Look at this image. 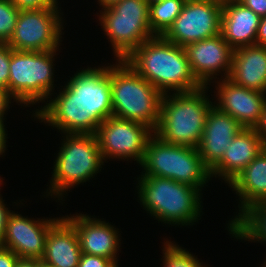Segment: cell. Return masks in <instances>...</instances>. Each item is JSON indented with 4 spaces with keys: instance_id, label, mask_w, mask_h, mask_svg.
Returning a JSON list of instances; mask_svg holds the SVG:
<instances>
[{
    "instance_id": "19",
    "label": "cell",
    "mask_w": 266,
    "mask_h": 267,
    "mask_svg": "<svg viewBox=\"0 0 266 267\" xmlns=\"http://www.w3.org/2000/svg\"><path fill=\"white\" fill-rule=\"evenodd\" d=\"M59 91L57 97L49 98L51 100L46 101L49 103L45 102L43 107L33 111L34 118L57 128L61 134H84L82 101L66 84Z\"/></svg>"
},
{
    "instance_id": "20",
    "label": "cell",
    "mask_w": 266,
    "mask_h": 267,
    "mask_svg": "<svg viewBox=\"0 0 266 267\" xmlns=\"http://www.w3.org/2000/svg\"><path fill=\"white\" fill-rule=\"evenodd\" d=\"M261 17L239 1L222 4L221 34L235 50L255 45Z\"/></svg>"
},
{
    "instance_id": "11",
    "label": "cell",
    "mask_w": 266,
    "mask_h": 267,
    "mask_svg": "<svg viewBox=\"0 0 266 267\" xmlns=\"http://www.w3.org/2000/svg\"><path fill=\"white\" fill-rule=\"evenodd\" d=\"M222 3L219 0H186L181 13L162 35L181 47L221 33Z\"/></svg>"
},
{
    "instance_id": "3",
    "label": "cell",
    "mask_w": 266,
    "mask_h": 267,
    "mask_svg": "<svg viewBox=\"0 0 266 267\" xmlns=\"http://www.w3.org/2000/svg\"><path fill=\"white\" fill-rule=\"evenodd\" d=\"M136 186L141 207L161 223L192 226L200 220V189L169 178L140 176Z\"/></svg>"
},
{
    "instance_id": "22",
    "label": "cell",
    "mask_w": 266,
    "mask_h": 267,
    "mask_svg": "<svg viewBox=\"0 0 266 267\" xmlns=\"http://www.w3.org/2000/svg\"><path fill=\"white\" fill-rule=\"evenodd\" d=\"M81 254L77 232L63 216L49 230L41 262L50 267H78Z\"/></svg>"
},
{
    "instance_id": "28",
    "label": "cell",
    "mask_w": 266,
    "mask_h": 267,
    "mask_svg": "<svg viewBox=\"0 0 266 267\" xmlns=\"http://www.w3.org/2000/svg\"><path fill=\"white\" fill-rule=\"evenodd\" d=\"M13 49L0 44V91L9 92L10 61Z\"/></svg>"
},
{
    "instance_id": "12",
    "label": "cell",
    "mask_w": 266,
    "mask_h": 267,
    "mask_svg": "<svg viewBox=\"0 0 266 267\" xmlns=\"http://www.w3.org/2000/svg\"><path fill=\"white\" fill-rule=\"evenodd\" d=\"M153 134L154 131L143 123L111 116L100 123L95 135L104 162L133 159L140 164Z\"/></svg>"
},
{
    "instance_id": "36",
    "label": "cell",
    "mask_w": 266,
    "mask_h": 267,
    "mask_svg": "<svg viewBox=\"0 0 266 267\" xmlns=\"http://www.w3.org/2000/svg\"><path fill=\"white\" fill-rule=\"evenodd\" d=\"M4 121L5 120H2L0 119V157L1 155H3V153L5 154V151H6V142H7V133H6V128H5V125H4Z\"/></svg>"
},
{
    "instance_id": "43",
    "label": "cell",
    "mask_w": 266,
    "mask_h": 267,
    "mask_svg": "<svg viewBox=\"0 0 266 267\" xmlns=\"http://www.w3.org/2000/svg\"><path fill=\"white\" fill-rule=\"evenodd\" d=\"M262 267H266V261H264V264H263V266Z\"/></svg>"
},
{
    "instance_id": "7",
    "label": "cell",
    "mask_w": 266,
    "mask_h": 267,
    "mask_svg": "<svg viewBox=\"0 0 266 267\" xmlns=\"http://www.w3.org/2000/svg\"><path fill=\"white\" fill-rule=\"evenodd\" d=\"M42 52L13 50L10 61L9 93L21 106L49 100L54 92V57L57 51ZM24 104V105H23Z\"/></svg>"
},
{
    "instance_id": "10",
    "label": "cell",
    "mask_w": 266,
    "mask_h": 267,
    "mask_svg": "<svg viewBox=\"0 0 266 267\" xmlns=\"http://www.w3.org/2000/svg\"><path fill=\"white\" fill-rule=\"evenodd\" d=\"M59 7L20 10L8 45L17 51L42 52L59 49L64 32ZM63 32V33H62Z\"/></svg>"
},
{
    "instance_id": "4",
    "label": "cell",
    "mask_w": 266,
    "mask_h": 267,
    "mask_svg": "<svg viewBox=\"0 0 266 267\" xmlns=\"http://www.w3.org/2000/svg\"><path fill=\"white\" fill-rule=\"evenodd\" d=\"M115 63L110 64L113 116L143 123L155 131L163 94L124 60Z\"/></svg>"
},
{
    "instance_id": "16",
    "label": "cell",
    "mask_w": 266,
    "mask_h": 267,
    "mask_svg": "<svg viewBox=\"0 0 266 267\" xmlns=\"http://www.w3.org/2000/svg\"><path fill=\"white\" fill-rule=\"evenodd\" d=\"M75 215H65L64 218L75 228L82 253L109 258L118 265L117 255L121 247L119 229L86 214Z\"/></svg>"
},
{
    "instance_id": "18",
    "label": "cell",
    "mask_w": 266,
    "mask_h": 267,
    "mask_svg": "<svg viewBox=\"0 0 266 267\" xmlns=\"http://www.w3.org/2000/svg\"><path fill=\"white\" fill-rule=\"evenodd\" d=\"M266 148L256 128H243L228 145L222 160L210 171L229 185ZM218 175V176H217Z\"/></svg>"
},
{
    "instance_id": "26",
    "label": "cell",
    "mask_w": 266,
    "mask_h": 267,
    "mask_svg": "<svg viewBox=\"0 0 266 267\" xmlns=\"http://www.w3.org/2000/svg\"><path fill=\"white\" fill-rule=\"evenodd\" d=\"M163 267H207L198 260L197 257L193 256L191 252L185 248L180 247L175 242L170 240L163 242Z\"/></svg>"
},
{
    "instance_id": "17",
    "label": "cell",
    "mask_w": 266,
    "mask_h": 267,
    "mask_svg": "<svg viewBox=\"0 0 266 267\" xmlns=\"http://www.w3.org/2000/svg\"><path fill=\"white\" fill-rule=\"evenodd\" d=\"M244 127L231 115L213 106L207 115L198 151L211 171L221 160L232 139Z\"/></svg>"
},
{
    "instance_id": "24",
    "label": "cell",
    "mask_w": 266,
    "mask_h": 267,
    "mask_svg": "<svg viewBox=\"0 0 266 267\" xmlns=\"http://www.w3.org/2000/svg\"><path fill=\"white\" fill-rule=\"evenodd\" d=\"M227 228L237 240L266 244V202L249 206Z\"/></svg>"
},
{
    "instance_id": "9",
    "label": "cell",
    "mask_w": 266,
    "mask_h": 267,
    "mask_svg": "<svg viewBox=\"0 0 266 267\" xmlns=\"http://www.w3.org/2000/svg\"><path fill=\"white\" fill-rule=\"evenodd\" d=\"M66 85L82 101L84 134H96L100 123L113 116L109 63L77 71Z\"/></svg>"
},
{
    "instance_id": "8",
    "label": "cell",
    "mask_w": 266,
    "mask_h": 267,
    "mask_svg": "<svg viewBox=\"0 0 266 267\" xmlns=\"http://www.w3.org/2000/svg\"><path fill=\"white\" fill-rule=\"evenodd\" d=\"M99 23L110 39L114 58L124 60L153 36L147 0H120L100 10Z\"/></svg>"
},
{
    "instance_id": "40",
    "label": "cell",
    "mask_w": 266,
    "mask_h": 267,
    "mask_svg": "<svg viewBox=\"0 0 266 267\" xmlns=\"http://www.w3.org/2000/svg\"><path fill=\"white\" fill-rule=\"evenodd\" d=\"M222 4L227 2L239 1V0H219Z\"/></svg>"
},
{
    "instance_id": "14",
    "label": "cell",
    "mask_w": 266,
    "mask_h": 267,
    "mask_svg": "<svg viewBox=\"0 0 266 267\" xmlns=\"http://www.w3.org/2000/svg\"><path fill=\"white\" fill-rule=\"evenodd\" d=\"M184 48L192 73L203 86L211 85L214 82L212 81L213 79H219L217 76L220 73L222 79L229 77L233 49L224 40L221 33L217 36L188 44ZM222 72L224 75H222Z\"/></svg>"
},
{
    "instance_id": "23",
    "label": "cell",
    "mask_w": 266,
    "mask_h": 267,
    "mask_svg": "<svg viewBox=\"0 0 266 267\" xmlns=\"http://www.w3.org/2000/svg\"><path fill=\"white\" fill-rule=\"evenodd\" d=\"M239 196V212L227 227L249 206L266 202V148L229 184Z\"/></svg>"
},
{
    "instance_id": "38",
    "label": "cell",
    "mask_w": 266,
    "mask_h": 267,
    "mask_svg": "<svg viewBox=\"0 0 266 267\" xmlns=\"http://www.w3.org/2000/svg\"><path fill=\"white\" fill-rule=\"evenodd\" d=\"M41 260L19 258L16 267H39Z\"/></svg>"
},
{
    "instance_id": "5",
    "label": "cell",
    "mask_w": 266,
    "mask_h": 267,
    "mask_svg": "<svg viewBox=\"0 0 266 267\" xmlns=\"http://www.w3.org/2000/svg\"><path fill=\"white\" fill-rule=\"evenodd\" d=\"M62 137L50 185L44 195L57 197L59 201L71 187L94 178L104 165L95 134L64 133Z\"/></svg>"
},
{
    "instance_id": "33",
    "label": "cell",
    "mask_w": 266,
    "mask_h": 267,
    "mask_svg": "<svg viewBox=\"0 0 266 267\" xmlns=\"http://www.w3.org/2000/svg\"><path fill=\"white\" fill-rule=\"evenodd\" d=\"M260 17L266 16V0H239Z\"/></svg>"
},
{
    "instance_id": "27",
    "label": "cell",
    "mask_w": 266,
    "mask_h": 267,
    "mask_svg": "<svg viewBox=\"0 0 266 267\" xmlns=\"http://www.w3.org/2000/svg\"><path fill=\"white\" fill-rule=\"evenodd\" d=\"M20 10L10 0H0V44L12 37Z\"/></svg>"
},
{
    "instance_id": "1",
    "label": "cell",
    "mask_w": 266,
    "mask_h": 267,
    "mask_svg": "<svg viewBox=\"0 0 266 267\" xmlns=\"http://www.w3.org/2000/svg\"><path fill=\"white\" fill-rule=\"evenodd\" d=\"M124 61L162 94L190 92L203 86L192 73L185 48L161 35L143 42Z\"/></svg>"
},
{
    "instance_id": "30",
    "label": "cell",
    "mask_w": 266,
    "mask_h": 267,
    "mask_svg": "<svg viewBox=\"0 0 266 267\" xmlns=\"http://www.w3.org/2000/svg\"><path fill=\"white\" fill-rule=\"evenodd\" d=\"M78 267H119L113 260L82 253Z\"/></svg>"
},
{
    "instance_id": "42",
    "label": "cell",
    "mask_w": 266,
    "mask_h": 267,
    "mask_svg": "<svg viewBox=\"0 0 266 267\" xmlns=\"http://www.w3.org/2000/svg\"><path fill=\"white\" fill-rule=\"evenodd\" d=\"M39 267H50V266H48V265H46V264H44L43 262L40 264V266Z\"/></svg>"
},
{
    "instance_id": "39",
    "label": "cell",
    "mask_w": 266,
    "mask_h": 267,
    "mask_svg": "<svg viewBox=\"0 0 266 267\" xmlns=\"http://www.w3.org/2000/svg\"><path fill=\"white\" fill-rule=\"evenodd\" d=\"M120 1V0H98L97 4H100L99 6H101L102 8L108 7L110 5H112L113 3Z\"/></svg>"
},
{
    "instance_id": "35",
    "label": "cell",
    "mask_w": 266,
    "mask_h": 267,
    "mask_svg": "<svg viewBox=\"0 0 266 267\" xmlns=\"http://www.w3.org/2000/svg\"><path fill=\"white\" fill-rule=\"evenodd\" d=\"M256 45L266 48V16L261 17L257 32Z\"/></svg>"
},
{
    "instance_id": "31",
    "label": "cell",
    "mask_w": 266,
    "mask_h": 267,
    "mask_svg": "<svg viewBox=\"0 0 266 267\" xmlns=\"http://www.w3.org/2000/svg\"><path fill=\"white\" fill-rule=\"evenodd\" d=\"M2 181L3 179L0 177V185H2ZM4 201L5 200H3V197L0 194V243L2 242L4 235H5L8 217L12 213L11 212L12 210L6 207V204L4 203Z\"/></svg>"
},
{
    "instance_id": "29",
    "label": "cell",
    "mask_w": 266,
    "mask_h": 267,
    "mask_svg": "<svg viewBox=\"0 0 266 267\" xmlns=\"http://www.w3.org/2000/svg\"><path fill=\"white\" fill-rule=\"evenodd\" d=\"M19 10H39L59 7L58 0H10Z\"/></svg>"
},
{
    "instance_id": "13",
    "label": "cell",
    "mask_w": 266,
    "mask_h": 267,
    "mask_svg": "<svg viewBox=\"0 0 266 267\" xmlns=\"http://www.w3.org/2000/svg\"><path fill=\"white\" fill-rule=\"evenodd\" d=\"M61 218H37L36 220L12 211L0 246L10 249L19 258L41 260L49 230Z\"/></svg>"
},
{
    "instance_id": "37",
    "label": "cell",
    "mask_w": 266,
    "mask_h": 267,
    "mask_svg": "<svg viewBox=\"0 0 266 267\" xmlns=\"http://www.w3.org/2000/svg\"><path fill=\"white\" fill-rule=\"evenodd\" d=\"M256 130L262 137L263 142L266 144V102L263 109L262 119L260 124L256 127Z\"/></svg>"
},
{
    "instance_id": "32",
    "label": "cell",
    "mask_w": 266,
    "mask_h": 267,
    "mask_svg": "<svg viewBox=\"0 0 266 267\" xmlns=\"http://www.w3.org/2000/svg\"><path fill=\"white\" fill-rule=\"evenodd\" d=\"M19 257L10 249L0 246V267H16Z\"/></svg>"
},
{
    "instance_id": "34",
    "label": "cell",
    "mask_w": 266,
    "mask_h": 267,
    "mask_svg": "<svg viewBox=\"0 0 266 267\" xmlns=\"http://www.w3.org/2000/svg\"><path fill=\"white\" fill-rule=\"evenodd\" d=\"M15 101V98L9 93L0 91V119L5 120L4 115L7 110L10 109L11 100Z\"/></svg>"
},
{
    "instance_id": "15",
    "label": "cell",
    "mask_w": 266,
    "mask_h": 267,
    "mask_svg": "<svg viewBox=\"0 0 266 267\" xmlns=\"http://www.w3.org/2000/svg\"><path fill=\"white\" fill-rule=\"evenodd\" d=\"M216 83L214 93L218 102L214 101V106L231 115L244 128H256L262 119L266 93L247 89L228 78H220Z\"/></svg>"
},
{
    "instance_id": "2",
    "label": "cell",
    "mask_w": 266,
    "mask_h": 267,
    "mask_svg": "<svg viewBox=\"0 0 266 267\" xmlns=\"http://www.w3.org/2000/svg\"><path fill=\"white\" fill-rule=\"evenodd\" d=\"M210 86L190 92L162 95L160 120L154 134L165 143L198 148L214 102L207 96Z\"/></svg>"
},
{
    "instance_id": "41",
    "label": "cell",
    "mask_w": 266,
    "mask_h": 267,
    "mask_svg": "<svg viewBox=\"0 0 266 267\" xmlns=\"http://www.w3.org/2000/svg\"><path fill=\"white\" fill-rule=\"evenodd\" d=\"M158 1H162V0H147V2H148L149 4H152V3H155V2H158Z\"/></svg>"
},
{
    "instance_id": "25",
    "label": "cell",
    "mask_w": 266,
    "mask_h": 267,
    "mask_svg": "<svg viewBox=\"0 0 266 267\" xmlns=\"http://www.w3.org/2000/svg\"><path fill=\"white\" fill-rule=\"evenodd\" d=\"M186 0H162L149 4V25L155 35H163L181 13Z\"/></svg>"
},
{
    "instance_id": "6",
    "label": "cell",
    "mask_w": 266,
    "mask_h": 267,
    "mask_svg": "<svg viewBox=\"0 0 266 267\" xmlns=\"http://www.w3.org/2000/svg\"><path fill=\"white\" fill-rule=\"evenodd\" d=\"M139 165L143 170L140 176L169 178L201 191L212 180L198 148L165 143L155 134L148 139Z\"/></svg>"
},
{
    "instance_id": "21",
    "label": "cell",
    "mask_w": 266,
    "mask_h": 267,
    "mask_svg": "<svg viewBox=\"0 0 266 267\" xmlns=\"http://www.w3.org/2000/svg\"><path fill=\"white\" fill-rule=\"evenodd\" d=\"M228 79L247 89L266 93V48L255 44L233 50Z\"/></svg>"
}]
</instances>
